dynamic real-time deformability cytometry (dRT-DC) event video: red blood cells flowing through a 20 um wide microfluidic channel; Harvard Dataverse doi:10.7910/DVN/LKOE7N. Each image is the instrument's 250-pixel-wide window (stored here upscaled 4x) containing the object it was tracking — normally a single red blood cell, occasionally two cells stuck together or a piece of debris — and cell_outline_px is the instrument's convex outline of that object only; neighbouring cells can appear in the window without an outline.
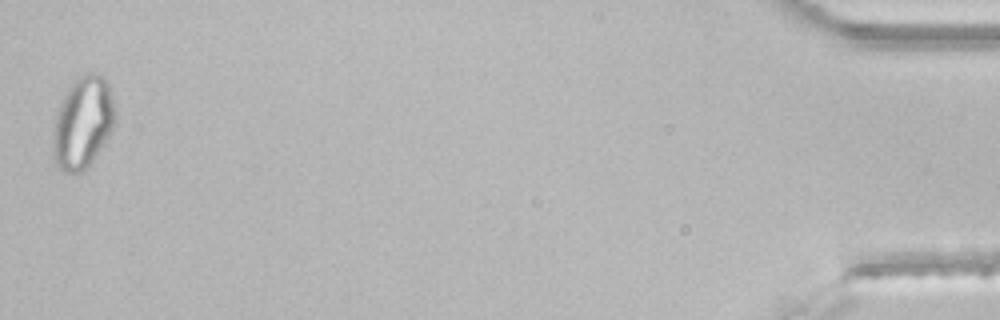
{"species": "common noctule bat (a hibernating species)", "species_latin": "Nyctalus noctula", "temperature_condition": "room temperature", "stored_images_in_passage": 46, "segment_of_instrument_passage": [2, 2], "camera_frame_rate_fps": 3000, "um_per_image_px": 0.085, "animal": {"sex": "male", "body_mass_g": 21.5, "forearm_length_mm": 52.0}, "frame": {"image": 1, "passage_image": 46, "time_ms": 15.0, "image_size_px": [1000, 320], "cell_outline_px": [[116, 120], [112, 132], [104, 144], [84, 172], [64, 172], [56, 164], [52, 156], [52, 132], [56, 116], [60, 104], [64, 96], [72, 84], [80, 76], [88, 72], [92, 72], [104, 76], [108, 84], [116, 108]], "centroid_in_image_um": [7.06, 10.44], "position_along_channel_um": 428.1, "area_um2": 33.52}}